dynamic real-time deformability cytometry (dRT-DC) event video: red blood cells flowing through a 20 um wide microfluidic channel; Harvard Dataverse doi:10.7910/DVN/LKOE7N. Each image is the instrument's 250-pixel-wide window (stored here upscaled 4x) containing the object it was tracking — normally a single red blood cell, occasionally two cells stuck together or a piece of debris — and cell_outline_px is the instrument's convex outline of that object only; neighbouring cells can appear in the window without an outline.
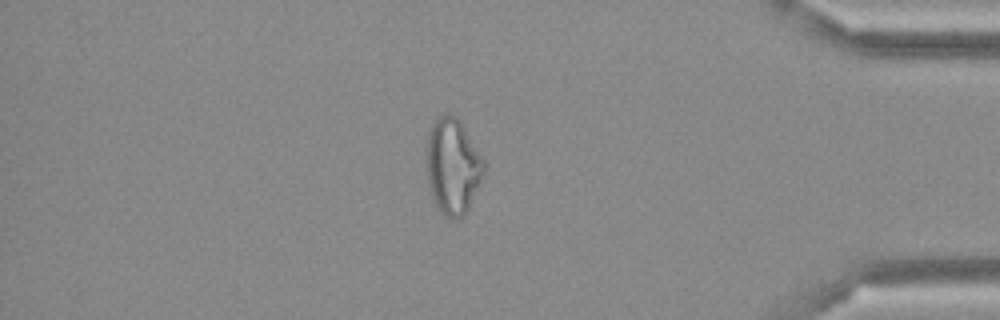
{"species": "Egyptian fruit bat (a non-hibernating species)", "species_latin": "Rousettus aegyptiacus", "temperature_condition": "cold", "stored_images_in_passage": 49, "camera_frame_rate_fps": 3000, "um_per_image_px": 0.085, "frame": {"image": 1, "passage_image": 42, "time_ms": 13.667, "image_size_px": [1000, 320], "cell_outline_px": [[488, 164], [468, 208], [464, 216], [456, 220], [452, 220], [444, 216], [436, 208], [428, 188], [424, 152], [424, 148], [428, 132], [436, 116], [448, 112], [456, 116], [460, 120]], "centroid_in_image_um": [38.45, 14.11], "position_along_channel_um": 396.8, "area_um2": 33.35}}